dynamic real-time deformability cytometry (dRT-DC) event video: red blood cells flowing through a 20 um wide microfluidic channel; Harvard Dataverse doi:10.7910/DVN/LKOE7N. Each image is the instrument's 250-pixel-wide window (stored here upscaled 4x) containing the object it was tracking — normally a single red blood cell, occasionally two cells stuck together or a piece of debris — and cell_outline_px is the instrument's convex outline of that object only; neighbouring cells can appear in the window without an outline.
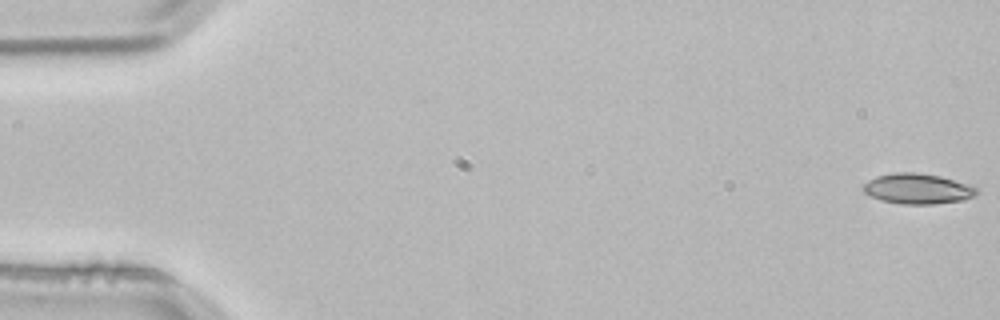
{"species": "common noctule bat (a hibernating species)", "species_latin": "Nyctalus noctula", "temperature_condition": "room temperature", "stored_images_in_passage": 3, "camera_frame_rate_fps": 3000, "um_per_image_px": 0.085, "animal": {"sex": "male", "body_mass_g": 21.5, "forearm_length_mm": 52.0}, "frame": {"image": 1, "passage_image": 1, "time_ms": 0.0, "image_size_px": [1000, 320], "cell_outline_px": [[980, 192], [964, 200], [932, 204], [904, 204], [880, 200], [864, 192], [864, 184], [868, 180], [876, 176], [896, 172], [912, 172], [940, 176], [968, 184], [976, 188]], "centroid_in_image_um": [78.0, 16.04], "position_along_channel_um": 7.0, "area_um2": 19.88}}